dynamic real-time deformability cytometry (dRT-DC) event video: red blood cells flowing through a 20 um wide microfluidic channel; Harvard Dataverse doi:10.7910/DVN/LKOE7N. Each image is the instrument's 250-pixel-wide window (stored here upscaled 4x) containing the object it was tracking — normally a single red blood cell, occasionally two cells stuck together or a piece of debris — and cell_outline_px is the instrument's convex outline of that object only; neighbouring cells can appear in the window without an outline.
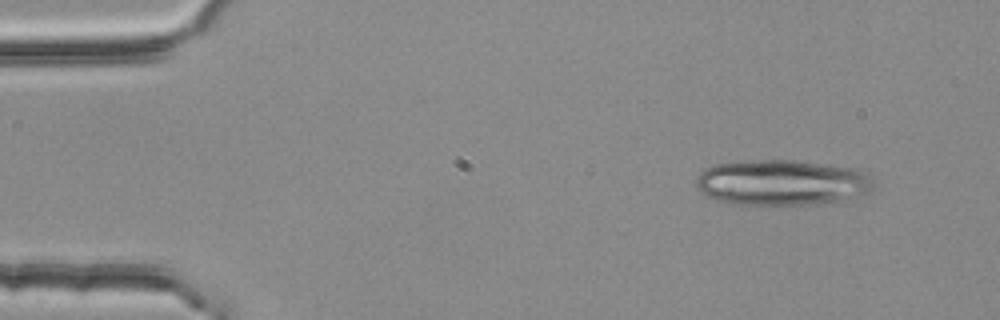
{"species": "common noctule bat (a hibernating species)", "species_latin": "Nyctalus noctula", "temperature_condition": "room temperature", "stored_images_in_passage": 2, "camera_frame_rate_fps": 3000, "um_per_image_px": 0.085, "animal": {"sex": "female", "body_mass_g": 25.1}, "frame": {"image": 1, "passage_image": 1, "time_ms": 0.0, "image_size_px": [1000, 320], "cell_outline_px": [[876, 184], [868, 192], [844, 200], [804, 204], [732, 204], [716, 200], [700, 192], [696, 184], [696, 180], [700, 172], [716, 164], [764, 160], [792, 160], [852, 168], [868, 172], [872, 176]], "centroid_in_image_um": [66.49, 15.52], "position_along_channel_um": 18.5, "area_um2": 46.76}}